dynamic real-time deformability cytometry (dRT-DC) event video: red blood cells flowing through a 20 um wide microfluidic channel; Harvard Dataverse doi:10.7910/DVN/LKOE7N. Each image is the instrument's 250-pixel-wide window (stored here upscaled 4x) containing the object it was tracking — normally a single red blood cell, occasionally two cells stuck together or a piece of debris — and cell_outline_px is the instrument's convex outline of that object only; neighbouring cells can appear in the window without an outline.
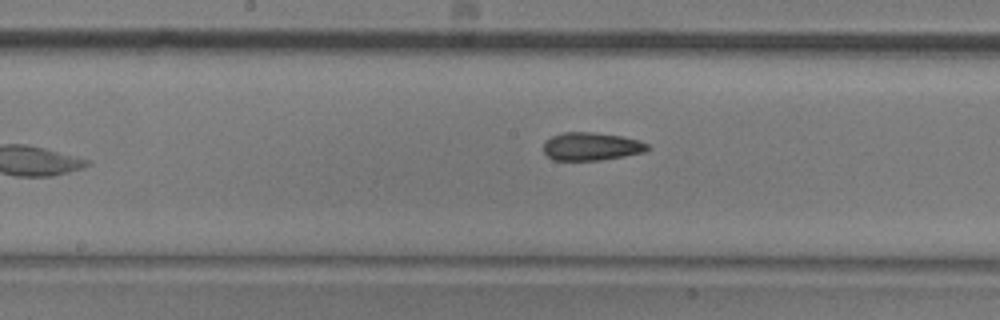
{"species": "common noctule bat (a hibernating species)", "species_latin": "Nyctalus noctula", "temperature_condition": "room temperature", "stored_images_in_passage": 9, "camera_frame_rate_fps": 3000, "um_per_image_px": 0.085, "animal": {"sex": "male", "body_mass_g": 20.5, "forearm_length_mm": 52.5}, "frame": {"image": 1, "passage_image": 8, "time_ms": 2.333, "image_size_px": [1000, 320], "cell_outline_px": [[652, 148], [644, 152], [624, 156], [600, 160], [552, 160], [544, 152], [544, 140], [552, 136], [564, 132], [592, 132], [624, 136], [640, 140], [648, 144]], "centroid_in_image_um": [50.29, 12.44], "position_along_channel_um": 197.9, "area_um2": 17.17}}
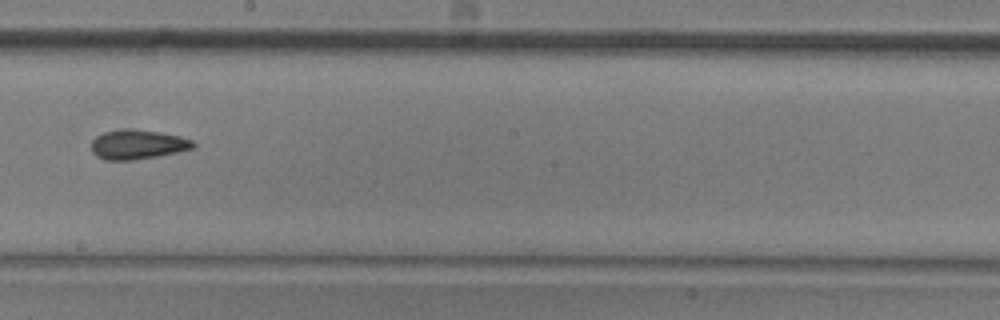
{"frame": {"image": 2, "passage_image": 9, "time_ms": 2.667, "image_size_px": [1000, 320], "cell_outline_px": [[196, 144], [192, 148], [176, 152], [156, 156], [132, 160], [104, 160], [96, 156], [92, 152], [92, 140], [96, 136], [104, 132], [120, 128], [132, 128], [160, 132], [180, 136], [192, 140]], "centroid_in_image_um": [11.66, 12.26], "position_along_channel_um": 236.5, "area_um2": 17.57}}